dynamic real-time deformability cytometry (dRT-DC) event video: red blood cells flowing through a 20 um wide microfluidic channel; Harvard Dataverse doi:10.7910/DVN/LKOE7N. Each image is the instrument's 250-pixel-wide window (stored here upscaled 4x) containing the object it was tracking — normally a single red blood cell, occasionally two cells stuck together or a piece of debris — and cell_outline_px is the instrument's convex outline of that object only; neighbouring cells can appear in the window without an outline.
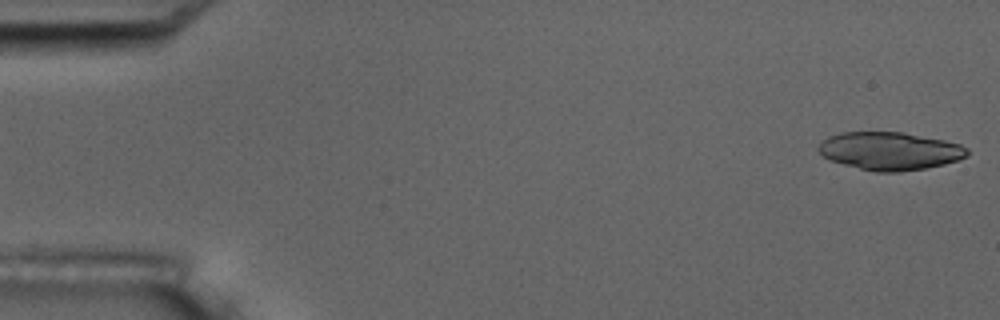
{"species": "common noctule bat (a hibernating species)", "species_latin": "Nyctalus noctula", "temperature_condition": "room temperature", "stored_images_in_passage": 5, "segment_of_instrument_passage": [2, 2], "camera_frame_rate_fps": 3000, "um_per_image_px": 0.085, "animal": {"sex": "male", "body_mass_g": 17.5, "forearm_length_mm": 52.3}, "frame": {"image": 1, "passage_image": 5, "time_ms": 5.333, "image_size_px": [1000, 320], "cell_outline_px": [[968, 156], [944, 164], [924, 168], [896, 172], [876, 172], [844, 164], [832, 160], [824, 156], [816, 148], [828, 136], [840, 132], [904, 132], [944, 140], [960, 144], [968, 148]], "centroid_in_image_um": [75.65, 12.82], "position_along_channel_um": 9.4, "area_um2": 32.66}}